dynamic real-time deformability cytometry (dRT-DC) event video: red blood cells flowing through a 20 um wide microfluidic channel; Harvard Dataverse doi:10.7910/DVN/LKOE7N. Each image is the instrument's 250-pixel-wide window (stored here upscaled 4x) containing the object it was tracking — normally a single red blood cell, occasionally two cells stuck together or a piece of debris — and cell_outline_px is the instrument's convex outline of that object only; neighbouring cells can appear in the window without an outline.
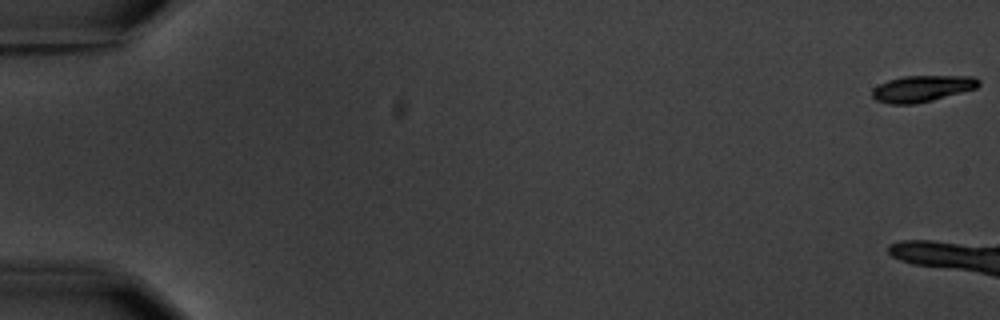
{"species": "common noctule bat (a hibernating species)", "species_latin": "Nyctalus noctula", "temperature_condition": "warm", "stored_images_in_passage": 5, "camera_frame_rate_fps": 3000, "um_per_image_px": 0.085, "animal": {"sex": "male", "body_mass_g": 20.1, "forearm_length_mm": 53.5}, "frame": {"image": 1, "passage_image": 1, "time_ms": 0.0, "image_size_px": [1000, 320], "cell_outline_px": [[980, 84], [976, 88], [932, 100], [916, 104], [888, 104], [876, 100], [872, 96], [872, 88], [888, 80], [904, 76], [976, 76], [980, 80]], "centroid_in_image_um": [78.37, 7.53], "position_along_channel_um": 6.6, "area_um2": 16.36}}